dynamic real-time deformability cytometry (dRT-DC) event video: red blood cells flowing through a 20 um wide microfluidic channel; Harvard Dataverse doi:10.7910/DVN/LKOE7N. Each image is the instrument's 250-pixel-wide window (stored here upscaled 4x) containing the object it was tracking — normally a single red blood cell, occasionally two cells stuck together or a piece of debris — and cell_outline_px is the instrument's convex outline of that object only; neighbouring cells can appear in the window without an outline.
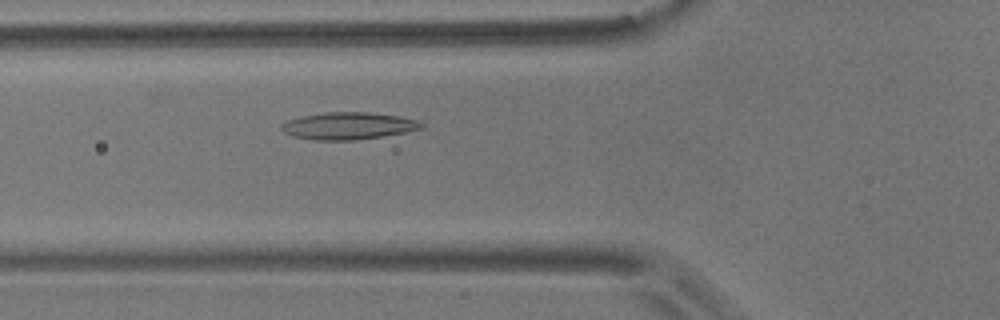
{"species": "common noctule bat (a hibernating species)", "species_latin": "Nyctalus noctula", "temperature_condition": "room temperature", "stored_images_in_passage": 46, "camera_frame_rate_fps": 3000, "um_per_image_px": 0.085, "animal": {"sex": "male", "body_mass_g": 17.9}, "frame": {"image": 1, "passage_image": 15, "time_ms": 4.667, "image_size_px": [1000, 320], "cell_outline_px": [[424, 128], [408, 132], [352, 140], [312, 140], [292, 136], [284, 132], [280, 128], [280, 124], [288, 120], [300, 116], [324, 112], [368, 112], [400, 116], [416, 120], [424, 124]], "centroid_in_image_um": [29.58, 10.69], "position_along_channel_um": 96.2, "area_um2": 22.25}}
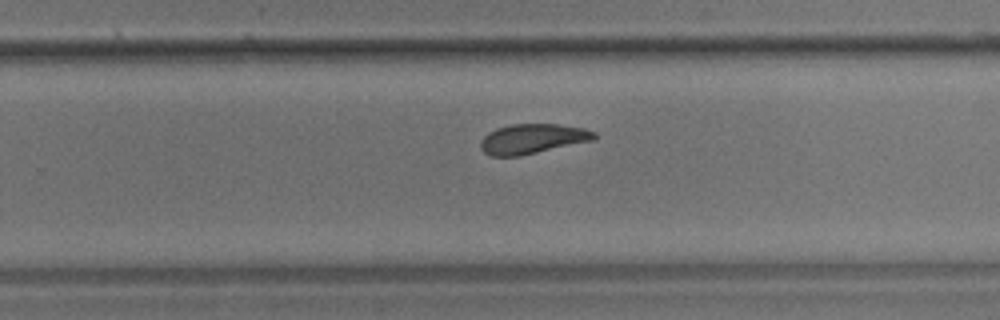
{"frame": {"image": 2, "passage_image": 31, "time_ms": 10.0, "image_size_px": [1000, 320], "cell_outline_px": [[596, 136], [592, 140], [520, 156], [492, 156], [484, 152], [480, 148], [480, 140], [488, 132], [496, 128], [512, 124], [556, 124], [584, 128], [596, 132]], "centroid_in_image_um": [45.22, 11.79], "position_along_channel_um": 284.6, "area_um2": 19.65}}
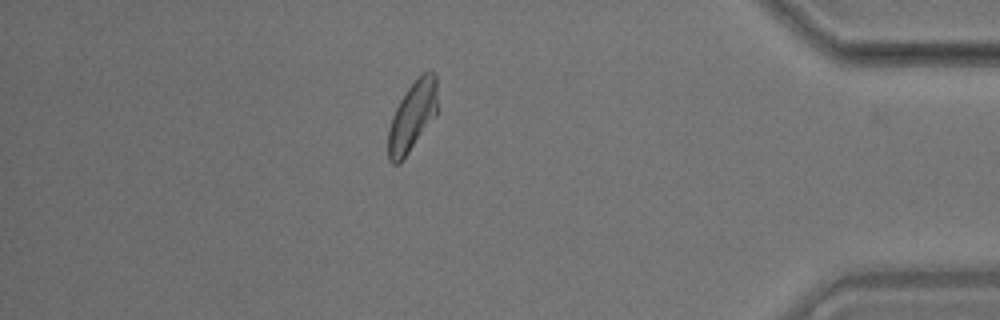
{"frame": {"image": 3, "passage_image": 44, "time_ms": 14.333, "image_size_px": [1000, 320], "cell_outline_px": [[440, 108], [436, 116], [400, 164], [392, 164], [388, 160], [388, 128], [392, 116], [400, 100], [408, 88], [424, 72], [436, 72]], "centroid_in_image_um": [35.09, 9.9], "position_along_channel_um": 400.1, "area_um2": 20.52}, "authors_computed_cell_mechanics": {"area_um2": 20.5768, "velocity_mm_per_s": 3.5283, "shape_relaxation_time_tau1_ms": 5.5919, "shape_relaxation_time_tau2_ms": 2.7861, "deformation_change_tau1": 0.1594, "deformation_change_tau2": 0.0931}}